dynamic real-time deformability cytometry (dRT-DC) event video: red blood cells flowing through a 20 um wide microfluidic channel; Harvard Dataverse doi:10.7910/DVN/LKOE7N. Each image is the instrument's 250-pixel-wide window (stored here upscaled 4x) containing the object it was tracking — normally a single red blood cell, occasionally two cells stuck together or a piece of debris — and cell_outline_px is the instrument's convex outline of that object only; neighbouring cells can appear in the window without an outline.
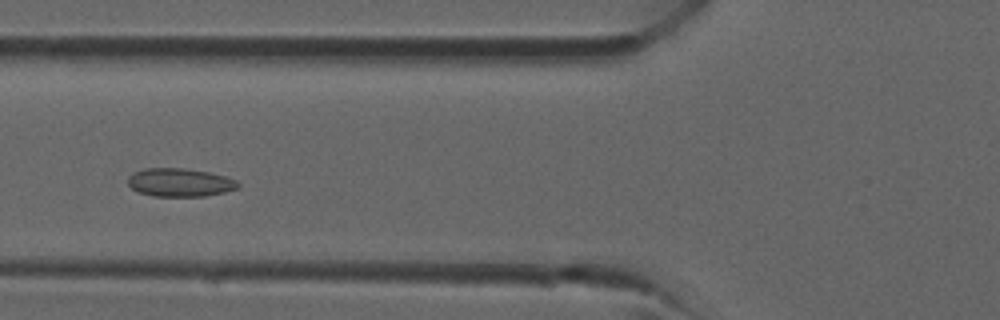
{"species": "common noctule bat (a hibernating species)", "species_latin": "Nyctalus noctula", "temperature_condition": "room temperature", "stored_images_in_passage": 35, "camera_frame_rate_fps": 3000, "um_per_image_px": 0.085, "animal": {"sex": "male", "forearm_length_mm": 52.5}, "frame": {"image": 1, "passage_image": 11, "time_ms": 3.333, "image_size_px": [1000, 320], "cell_outline_px": [[240, 188], [224, 192], [204, 196], [152, 196], [140, 192], [132, 188], [128, 184], [128, 176], [132, 172], [144, 168], [184, 168], [208, 172], [228, 176], [236, 180], [240, 184]], "centroid_in_image_um": [15.31, 15.5], "position_along_channel_um": 110.5, "area_um2": 18.32}}
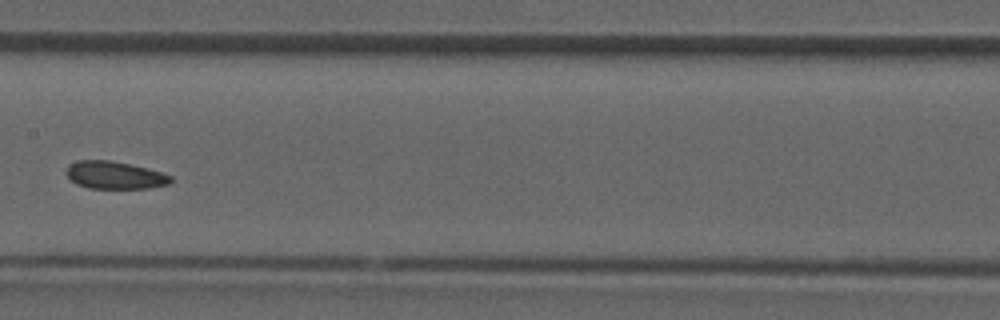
{"frame": {"image": 2, "passage_image": 16, "time_ms": 5.0, "image_size_px": [1000, 320], "cell_outline_px": [[172, 180], [168, 184], [148, 188], [88, 188], [76, 184], [64, 172], [76, 160], [112, 160], [160, 172], [172, 176]], "centroid_in_image_um": [9.73, 14.89], "position_along_channel_um": 197.7, "area_um2": 16.53}}
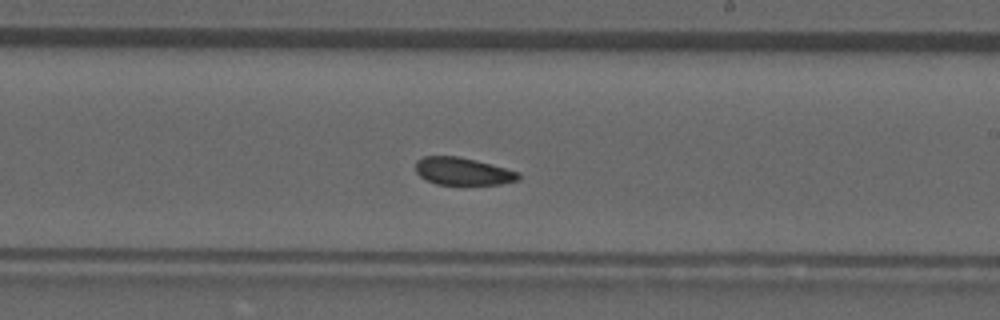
{"frame": {"image": 3, "passage_image": 19, "time_ms": 6.0, "image_size_px": [1000, 320], "cell_outline_px": [[520, 180], [500, 184], [436, 184], [424, 180], [416, 172], [416, 160], [424, 156], [460, 156], [492, 164], [520, 172]], "centroid_in_image_um": [39.34, 14.55], "position_along_channel_um": 249.7, "area_um2": 16.65}}